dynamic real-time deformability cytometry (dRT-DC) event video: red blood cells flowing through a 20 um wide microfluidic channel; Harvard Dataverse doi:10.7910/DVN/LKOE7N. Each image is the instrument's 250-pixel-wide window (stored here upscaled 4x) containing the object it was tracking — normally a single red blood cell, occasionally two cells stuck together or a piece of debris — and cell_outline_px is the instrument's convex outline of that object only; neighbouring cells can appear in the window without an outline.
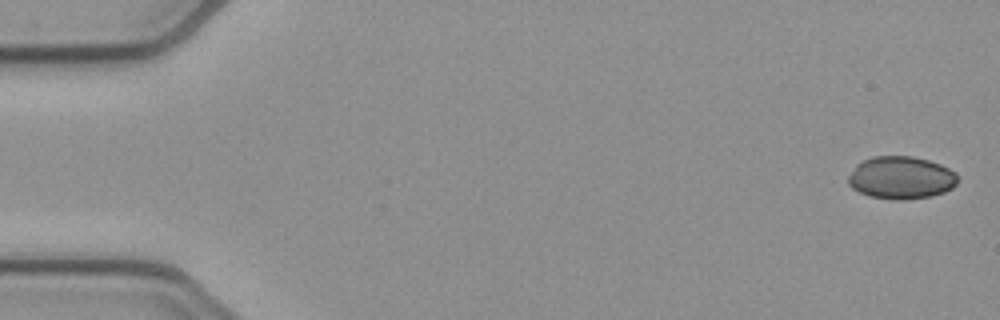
{"species": "common noctule bat (a hibernating species)", "species_latin": "Nyctalus noctula", "temperature_condition": "cold", "stored_images_in_passage": 49, "camera_frame_rate_fps": 3000, "um_per_image_px": 0.085, "animal": {"sex": "female", "body_mass_g": 21.9}, "frame": {"image": 1, "passage_image": 1, "time_ms": 0.0, "image_size_px": [1000, 320], "cell_outline_px": [[960, 180], [952, 188], [944, 192], [932, 196], [904, 200], [896, 200], [868, 196], [852, 188], [848, 184], [848, 176], [856, 164], [872, 156], [912, 156], [928, 160], [940, 164], [956, 172]], "centroid_in_image_um": [76.6, 15.11], "position_along_channel_um": 8.4, "area_um2": 27.46}}
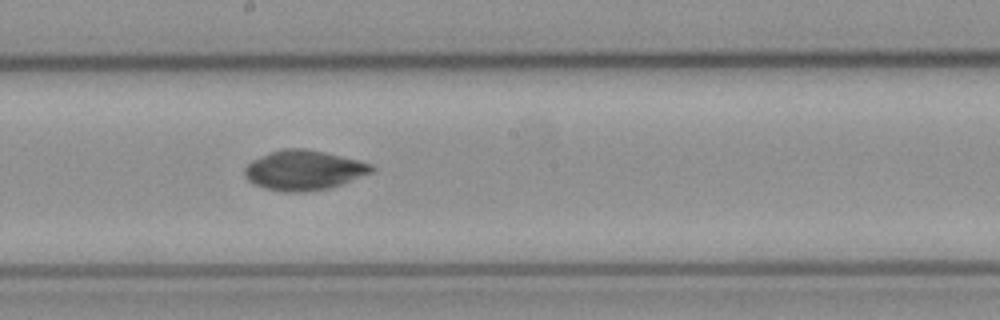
{"frame": {"image": 2, "passage_image": 28, "time_ms": 9.0, "image_size_px": [1000, 320], "cell_outline_px": [[376, 168], [372, 172], [340, 184], [328, 188], [308, 192], [284, 192], [264, 188], [248, 180], [244, 176], [244, 168], [252, 160], [280, 148], [304, 148], [324, 152], [360, 160], [372, 164]], "centroid_in_image_um": [25.82, 14.46], "position_along_channel_um": 222.4, "area_um2": 29.42}}
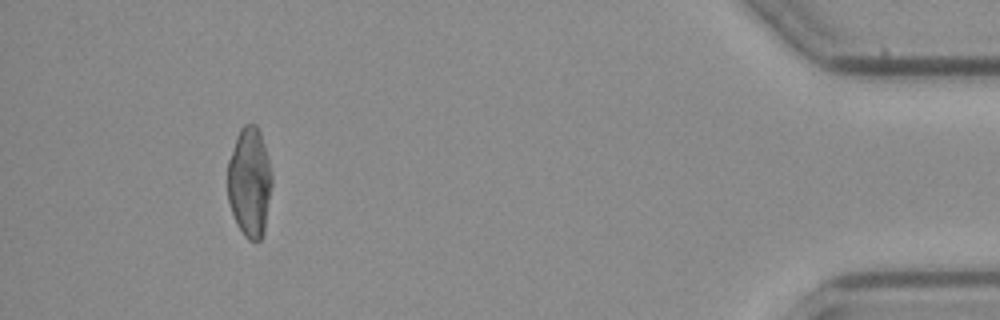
{"frame": {"image": 3, "passage_image": 48, "time_ms": 15.667, "image_size_px": [1000, 320], "cell_outline_px": [[272, 184], [264, 232], [260, 240], [248, 240], [244, 236], [232, 212], [228, 200], [228, 160], [236, 136], [240, 128], [244, 124], [252, 120], [256, 124], [260, 132], [264, 144], [272, 176]], "centroid_in_image_um": [21.21, 15.43], "position_along_channel_um": 414.0, "area_um2": 28.38}}